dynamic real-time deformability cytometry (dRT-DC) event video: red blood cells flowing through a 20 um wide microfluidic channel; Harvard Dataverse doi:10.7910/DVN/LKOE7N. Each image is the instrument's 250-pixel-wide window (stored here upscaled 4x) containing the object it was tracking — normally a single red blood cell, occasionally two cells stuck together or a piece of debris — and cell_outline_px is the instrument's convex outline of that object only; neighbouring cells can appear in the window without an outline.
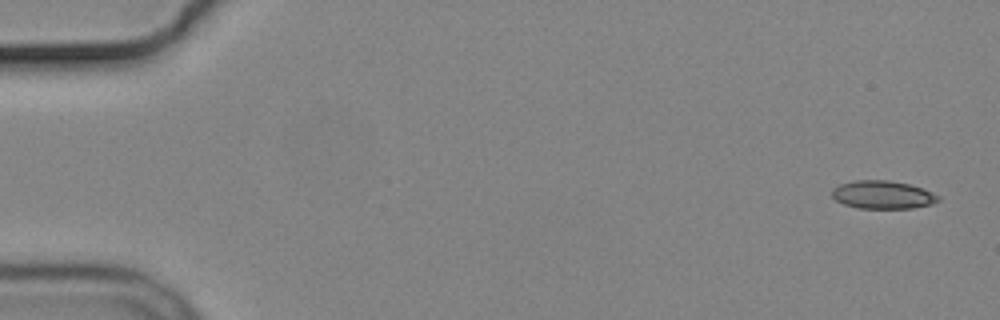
{"species": "common noctule bat (a hibernating species)", "species_latin": "Nyctalus noctula", "temperature_condition": "cold", "stored_images_in_passage": 7, "camera_frame_rate_fps": 3000, "um_per_image_px": 0.085, "animal": {"sex": "male", "body_mass_g": 19.2, "forearm_length_mm": 51.8}, "frame": {"image": 1, "passage_image": 1, "time_ms": 0.0, "image_size_px": [1000, 320], "cell_outline_px": [[940, 200], [932, 204], [912, 208], [856, 208], [844, 204], [836, 200], [832, 196], [832, 188], [840, 184], [852, 180], [888, 180], [908, 184], [924, 188], [940, 196]], "centroid_in_image_um": [75.03, 16.55], "position_along_channel_um": 10.0, "area_um2": 17.51}}
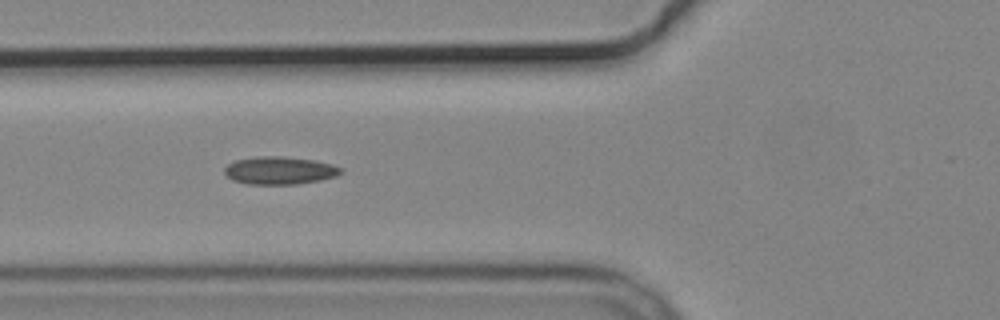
{"frame": {"image": 2, "passage_image": 6, "time_ms": 6.333, "image_size_px": [1000, 320], "cell_outline_px": [[344, 172], [336, 176], [320, 180], [296, 184], [248, 184], [232, 180], [224, 172], [224, 168], [228, 164], [236, 160], [256, 156], [284, 156], [316, 160], [332, 164], [340, 168]], "centroid_in_image_um": [23.77, 14.48], "position_along_channel_um": 102.0, "area_um2": 18.9}}
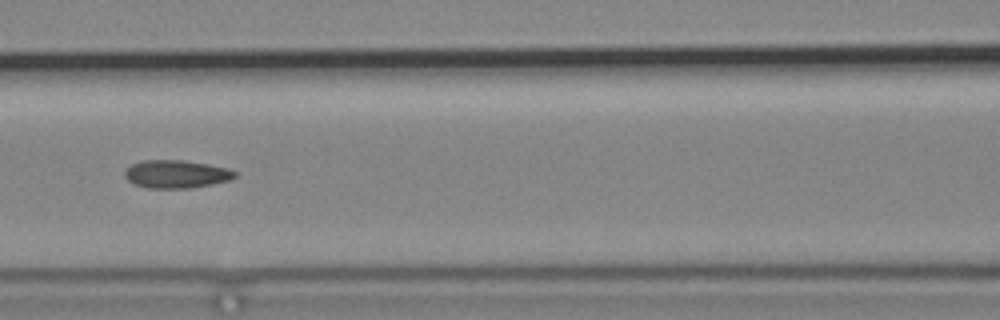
{"frame": {"image": 3, "passage_image": 7, "time_ms": 7.667, "image_size_px": [1000, 320], "cell_outline_px": [[236, 176], [228, 180], [212, 184], [188, 188], [148, 188], [136, 184], [128, 180], [124, 176], [124, 172], [132, 164], [140, 160], [184, 160], [208, 164], [228, 168], [236, 172]], "centroid_in_image_um": [14.97, 14.79], "position_along_channel_um": 151.6, "area_um2": 17.86}}